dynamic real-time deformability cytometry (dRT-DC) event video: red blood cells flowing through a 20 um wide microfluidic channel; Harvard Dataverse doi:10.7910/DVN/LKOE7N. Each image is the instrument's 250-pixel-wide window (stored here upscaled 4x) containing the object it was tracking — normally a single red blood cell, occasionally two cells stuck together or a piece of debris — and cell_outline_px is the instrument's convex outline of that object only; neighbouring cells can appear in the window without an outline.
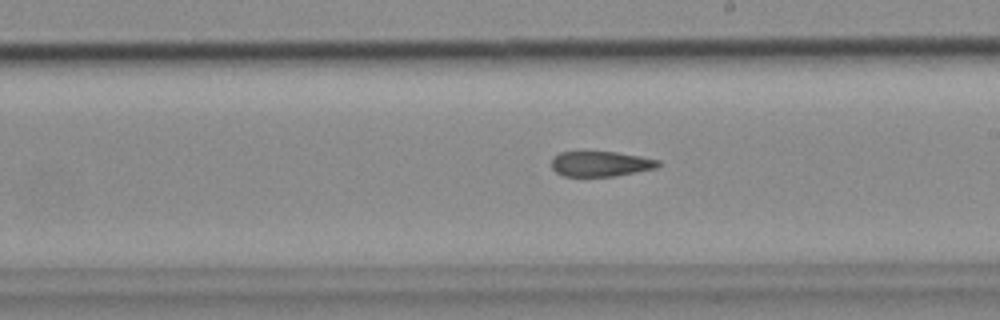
{"species": "common noctule bat (a hibernating species)", "species_latin": "Nyctalus noctula", "temperature_condition": "cold", "stored_images_in_passage": 26, "camera_frame_rate_fps": 3000, "um_per_image_px": 0.085, "animal": {"sex": "female", "body_mass_g": 18.4}, "frame": {"image": 1, "passage_image": 15, "time_ms": 4.667, "image_size_px": [1000, 320], "cell_outline_px": [[660, 164], [656, 168], [612, 176], [564, 176], [556, 172], [552, 168], [552, 156], [560, 152], [616, 152], [640, 156], [660, 160]], "centroid_in_image_um": [51.03, 13.92], "position_along_channel_um": 238.0, "area_um2": 15.55}}